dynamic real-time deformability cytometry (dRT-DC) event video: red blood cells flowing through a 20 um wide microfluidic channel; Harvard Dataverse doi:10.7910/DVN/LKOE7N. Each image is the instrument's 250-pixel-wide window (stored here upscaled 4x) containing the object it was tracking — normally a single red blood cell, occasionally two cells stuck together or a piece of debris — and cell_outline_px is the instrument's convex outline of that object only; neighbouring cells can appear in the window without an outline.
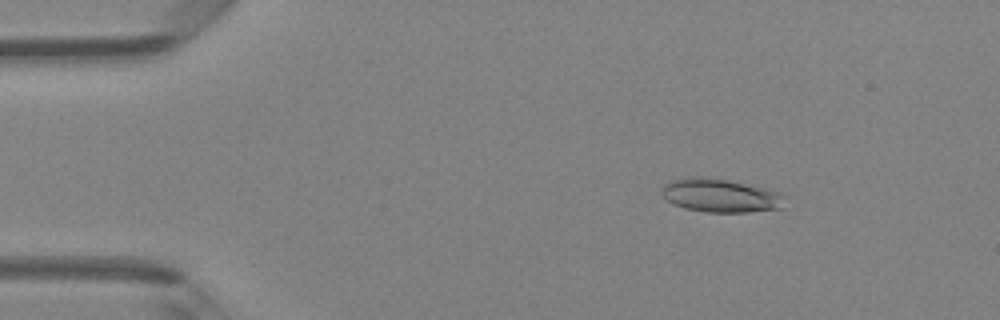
{"species": "Egyptian fruit bat (a non-hibernating species)", "species_latin": "Rousettus aegyptiacus", "temperature_condition": "room temperature", "stored_images_in_passage": 47, "camera_frame_rate_fps": 3000, "um_per_image_px": 0.085, "animal": {"sex": "female"}, "frame": {"image": 1, "passage_image": 7, "time_ms": 2.0, "image_size_px": [1000, 320], "cell_outline_px": [[788, 196], [780, 208], [748, 212], [704, 212], [684, 208], [672, 204], [660, 192], [664, 184], [672, 180], [692, 176], [700, 176], [728, 180], [764, 188], [780, 192]], "centroid_in_image_um": [61.23, 16.62], "position_along_channel_um": 23.8, "area_um2": 24.1}}
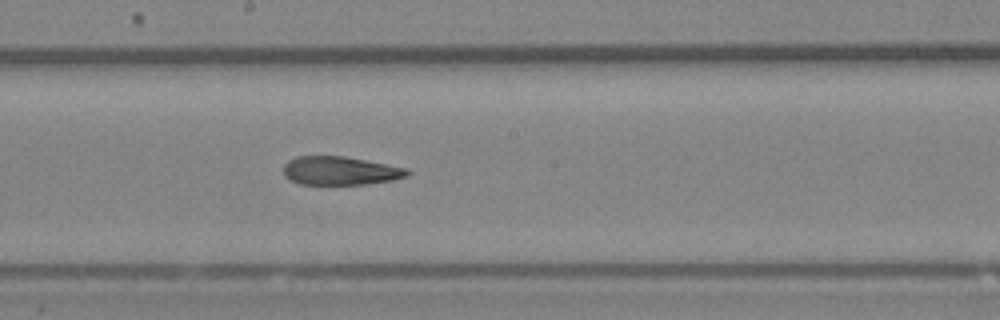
{"frame": {"image": 2, "passage_image": 26, "time_ms": 8.333, "image_size_px": [1000, 320], "cell_outline_px": [[412, 172], [408, 176], [392, 180], [364, 184], [300, 184], [284, 176], [284, 164], [288, 160], [296, 156], [344, 156], [408, 168]], "centroid_in_image_um": [28.93, 14.51], "position_along_channel_um": 219.3, "area_um2": 20.58}}
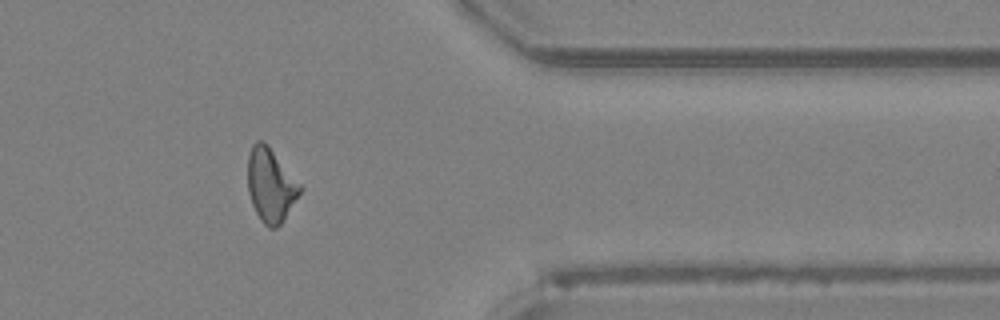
{"frame": {"image": 3, "passage_image": 39, "time_ms": 12.667, "image_size_px": [1000, 320], "cell_outline_px": [[304, 188], [280, 224], [276, 228], [268, 228], [260, 220], [252, 204], [248, 192], [248, 156], [252, 144], [256, 140], [264, 140], [268, 144]], "centroid_in_image_um": [23.0, 15.71], "position_along_channel_um": 388.4, "area_um2": 22.54}, "authors_computed_cell_mechanics": {"area_um2": 22.0796, "velocity_mm_per_s": 4.2747, "shape_relaxation_time_tau1_ms": null, "shape_relaxation_time_tau2_ms": 6.4174, "deformation_change_tau1": null, "deformation_change_tau2": 0.1743}}